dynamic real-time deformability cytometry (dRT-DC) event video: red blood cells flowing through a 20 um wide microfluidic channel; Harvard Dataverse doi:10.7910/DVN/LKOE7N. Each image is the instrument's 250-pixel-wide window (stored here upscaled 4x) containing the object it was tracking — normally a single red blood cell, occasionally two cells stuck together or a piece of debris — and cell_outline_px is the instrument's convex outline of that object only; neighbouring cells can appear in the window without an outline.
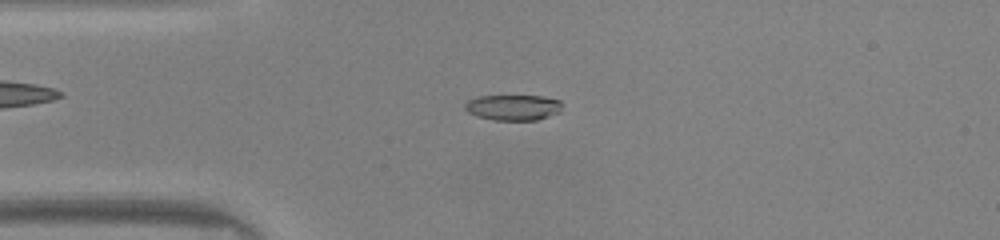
{"species": "common noctule bat (a hibernating species)", "species_latin": "Nyctalus noctula", "temperature_condition": "warm", "stored_images_in_passage": 48, "camera_frame_rate_fps": 3000, "um_per_image_px": 0.085, "animal": {"sex": "male", "body_mass_g": 20.0, "forearm_length_mm": 53.3}, "frame": {"image": 1, "passage_image": 11, "time_ms": 3.333, "image_size_px": [1000, 240], "cell_outline_px": [[564, 104], [560, 112], [536, 120], [492, 120], [476, 116], [468, 112], [464, 108], [464, 104], [468, 100], [476, 96], [544, 96], [560, 100]], "centroid_in_image_um": [43.62, 9.13], "position_along_channel_um": 41.4, "area_um2": 14.74}}
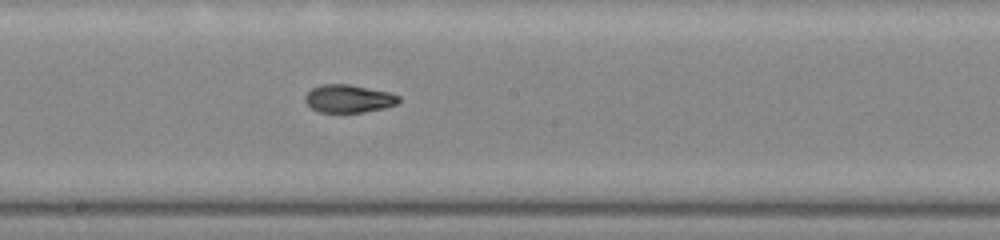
{"frame": {"image": 2, "passage_image": 25, "time_ms": 8.0, "image_size_px": [1000, 240], "cell_outline_px": [[400, 100], [396, 104], [384, 108], [364, 112], [320, 112], [312, 108], [304, 100], [304, 96], [312, 88], [320, 84], [352, 84], [388, 92], [400, 96]], "centroid_in_image_um": [29.63, 8.37], "position_along_channel_um": 218.6, "area_um2": 15.26}}
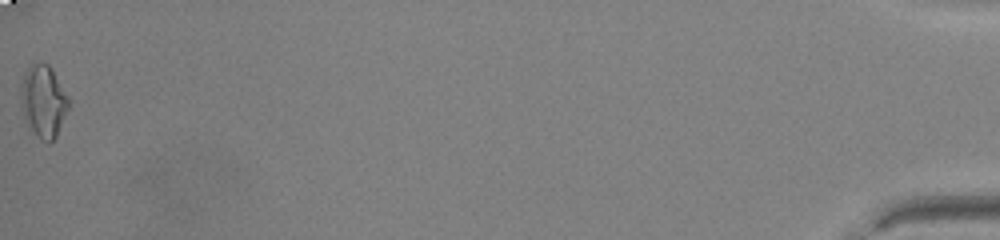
{"frame": {"image": 3, "passage_image": 48, "time_ms": 15.667, "image_size_px": [1000, 240], "cell_outline_px": [[68, 108], [56, 136], [48, 144], [40, 140], [28, 128], [24, 120], [20, 104], [20, 84], [24, 72], [32, 64], [48, 64], [68, 96]], "centroid_in_image_um": [3.63, 8.65], "position_along_channel_um": 431.6, "area_um2": 20.17}, "authors_computed_cell_mechanics": {"area_um2": 15.3748, "velocity_mm_per_s": 4.1786, "shape_relaxation_time_tau1_ms": 11.123, "shape_relaxation_time_tau2_ms": 3.0295, "deformation_change_tau1": 0.3478, "deformation_change_tau2": 0.0581}}